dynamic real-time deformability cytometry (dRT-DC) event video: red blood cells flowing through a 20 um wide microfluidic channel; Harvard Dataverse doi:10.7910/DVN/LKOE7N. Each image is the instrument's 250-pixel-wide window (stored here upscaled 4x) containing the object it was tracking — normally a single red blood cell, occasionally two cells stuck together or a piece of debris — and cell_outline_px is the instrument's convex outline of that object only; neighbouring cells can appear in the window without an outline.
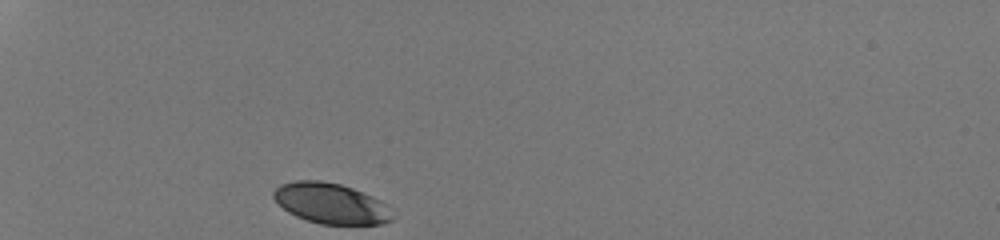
{"species": "human", "species_latin": "Homo sapiens", "temperature_condition": "room temperature", "stored_images_in_passage": 29, "camera_frame_rate_fps": 3000, "um_per_image_px": 0.085, "donor": {"sex": "male"}, "frame": {"image": 1, "passage_image": 1, "time_ms": 0.0, "image_size_px": [1000, 240], "cell_outline_px": [[396, 216], [392, 220], [384, 224], [320, 224], [296, 216], [288, 212], [272, 196], [272, 192], [280, 184], [296, 180], [320, 180], [340, 184], [352, 188], [372, 196], [388, 204]], "centroid_in_image_um": [28.18, 17.29], "position_along_channel_um": 56.8, "area_um2": 28.26}}
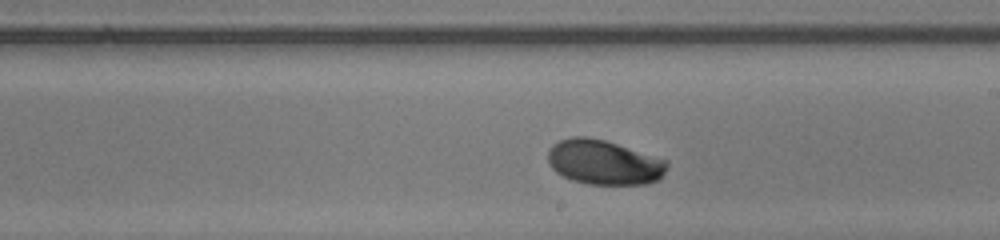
{"frame": {"image": 2, "passage_image": 17, "time_ms": 5.333, "image_size_px": [1000, 240], "cell_outline_px": [[668, 168], [660, 180], [644, 184], [588, 184], [572, 180], [556, 172], [548, 164], [548, 148], [552, 144], [560, 140], [572, 136], [584, 136], [604, 140], [668, 160]], "centroid_in_image_um": [51.33, 13.8], "position_along_channel_um": 237.7, "area_um2": 31.15}}
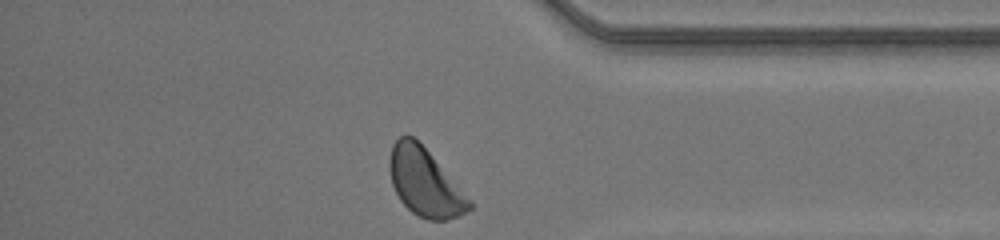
{"frame": {"image": 3, "passage_image": 29, "time_ms": 9.333, "image_size_px": [1000, 240], "cell_outline_px": [[472, 208], [460, 216], [448, 220], [428, 220], [412, 212], [400, 200], [392, 184], [388, 164], [388, 160], [392, 144], [400, 136], [412, 136], [428, 152], [472, 200]], "centroid_in_image_um": [36.11, 15.53], "position_along_channel_um": 399.1, "area_um2": 31.15}, "authors_computed_cell_mechanics": {"area_um2": 30.6918, "velocity_mm_per_s": 4.1787, "shape_relaxation_time_tau1_ms": 2.1882, "shape_relaxation_time_tau2_ms": null, "deformation_change_tau1": 0.1155, "deformation_change_tau2": null}}